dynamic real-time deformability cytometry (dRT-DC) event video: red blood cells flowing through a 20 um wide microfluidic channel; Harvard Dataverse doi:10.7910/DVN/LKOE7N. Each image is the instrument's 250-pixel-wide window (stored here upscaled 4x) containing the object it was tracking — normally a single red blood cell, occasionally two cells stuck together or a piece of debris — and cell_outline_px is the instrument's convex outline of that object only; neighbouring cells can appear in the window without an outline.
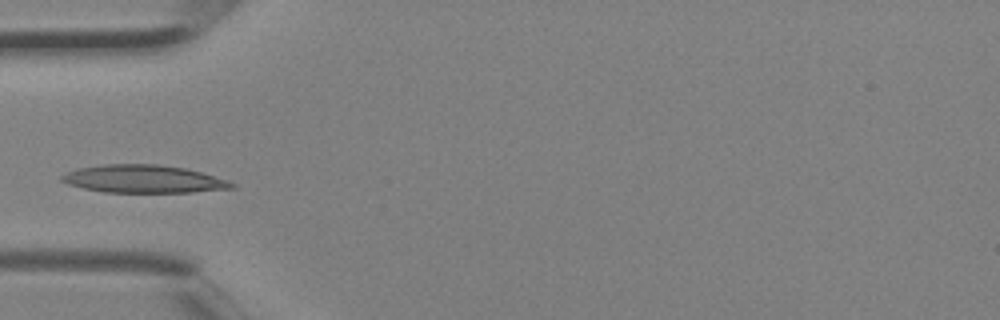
{"species": "Egyptian fruit bat (a non-hibernating species)", "species_latin": "Rousettus aegyptiacus", "temperature_condition": "room temperature", "stored_images_in_passage": 2, "camera_frame_rate_fps": 3000, "um_per_image_px": 0.085, "animal": {"sex": "female"}, "frame": {"image": 1, "passage_image": 2, "time_ms": 0.333, "image_size_px": [1000, 320], "cell_outline_px": [[236, 188], [192, 192], [104, 192], [84, 188], [68, 184], [60, 180], [60, 176], [64, 172], [76, 168], [100, 164], [160, 164], [184, 168], [200, 172], [228, 180], [236, 184]], "centroid_in_image_um": [12.17, 15.2], "position_along_channel_um": 72.8, "area_um2": 27.74}}